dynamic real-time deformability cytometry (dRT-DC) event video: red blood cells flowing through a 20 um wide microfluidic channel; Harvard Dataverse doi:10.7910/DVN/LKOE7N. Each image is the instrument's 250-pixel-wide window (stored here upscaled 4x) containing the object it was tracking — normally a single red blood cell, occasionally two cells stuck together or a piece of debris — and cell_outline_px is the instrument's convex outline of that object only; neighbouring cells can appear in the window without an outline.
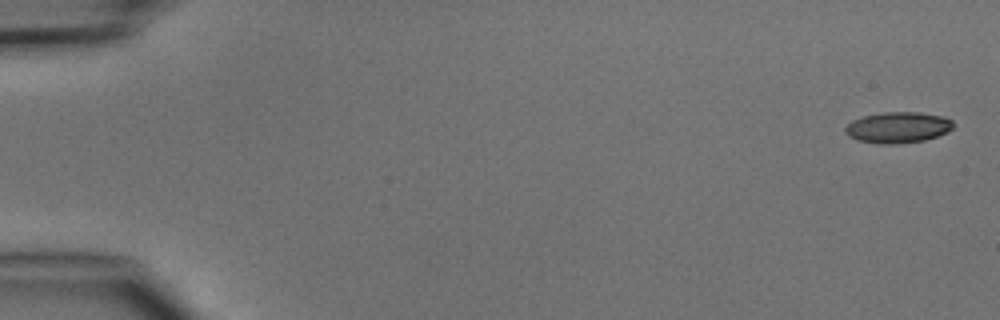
{"species": "common noctule bat (a hibernating species)", "species_latin": "Nyctalus noctula", "temperature_condition": "cold", "stored_images_in_passage": 7, "camera_frame_rate_fps": 3000, "um_per_image_px": 0.085, "animal": {"sex": "male", "body_mass_g": 15.6}, "frame": {"image": 1, "passage_image": 1, "time_ms": 0.0, "image_size_px": [1000, 320], "cell_outline_px": [[952, 128], [948, 132], [924, 140], [896, 144], [880, 144], [856, 140], [848, 136], [844, 132], [844, 128], [852, 120], [864, 116], [880, 112], [920, 112], [944, 116], [952, 120]], "centroid_in_image_um": [76.29, 10.83], "position_along_channel_um": 8.7, "area_um2": 19.65}}
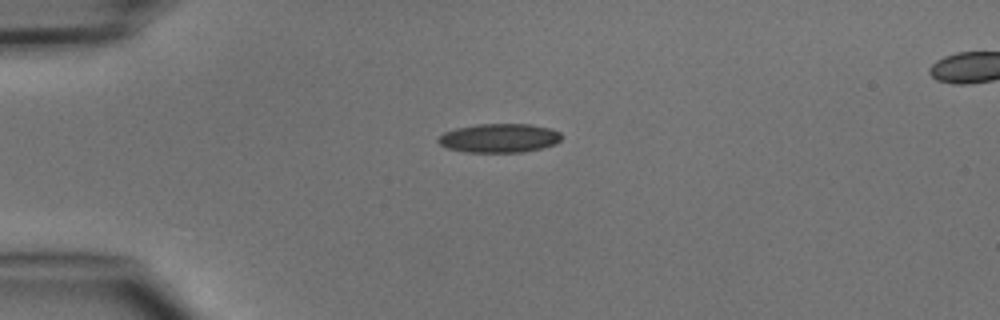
{"frame": {"image": 2, "passage_image": 4, "time_ms": 3.667, "image_size_px": [1000, 320], "cell_outline_px": [[560, 140], [556, 144], [524, 152], [464, 152], [448, 148], [440, 144], [436, 140], [436, 136], [444, 132], [456, 128], [476, 124], [532, 124], [552, 128], [560, 132]], "centroid_in_image_um": [42.41, 11.73], "position_along_channel_um": 42.6, "area_um2": 20.98}}